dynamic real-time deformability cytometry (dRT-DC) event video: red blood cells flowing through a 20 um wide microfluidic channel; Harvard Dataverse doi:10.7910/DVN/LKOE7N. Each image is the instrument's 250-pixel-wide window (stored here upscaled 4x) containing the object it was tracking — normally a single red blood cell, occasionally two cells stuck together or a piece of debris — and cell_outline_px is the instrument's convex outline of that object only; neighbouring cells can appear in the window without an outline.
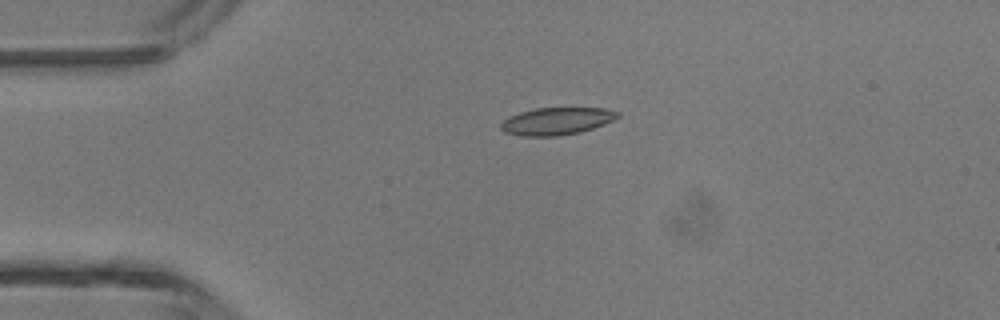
{"species": "common noctule bat (a hibernating species)", "species_latin": "Nyctalus noctula", "temperature_condition": "room temperature", "stored_images_in_passage": 4, "camera_frame_rate_fps": 3000, "um_per_image_px": 0.085, "animal": {"sex": "male", "body_mass_g": 13.3}, "frame": {"image": 1, "passage_image": 1, "time_ms": 0.0, "image_size_px": [1000, 320], "cell_outline_px": [[620, 116], [604, 124], [580, 132], [556, 136], [520, 136], [504, 132], [500, 128], [500, 124], [504, 120], [520, 112], [536, 108], [604, 108], [620, 112]], "centroid_in_image_um": [47.31, 10.3], "position_along_channel_um": 37.7, "area_um2": 18.5}}
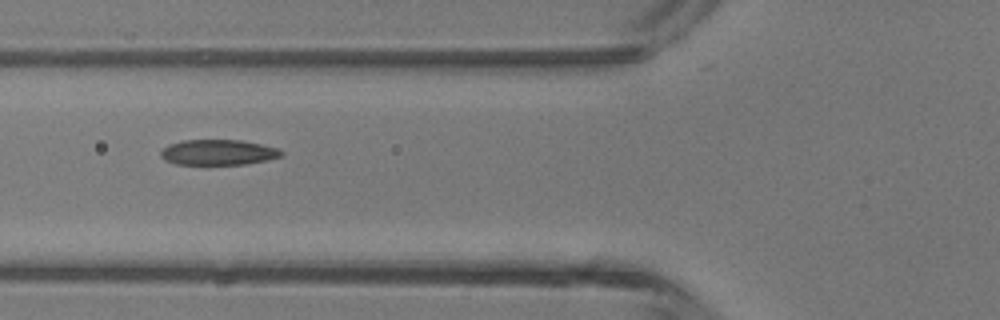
{"frame": {"image": 2, "passage_image": 3, "time_ms": 0.667, "image_size_px": [1000, 320], "cell_outline_px": [[284, 156], [268, 160], [244, 164], [176, 164], [164, 160], [160, 156], [160, 152], [168, 144], [184, 140], [240, 140], [260, 144], [276, 148], [284, 152]], "centroid_in_image_um": [18.54, 12.95], "position_along_channel_um": 107.3, "area_um2": 17.86}}
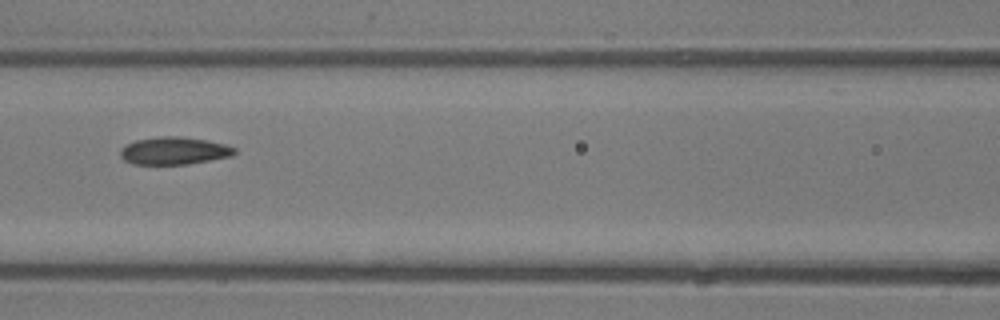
{"frame": {"image": 3, "passage_image": 4, "time_ms": 1.0, "image_size_px": [1000, 320], "cell_outline_px": [[236, 152], [232, 156], [188, 164], [132, 164], [124, 160], [120, 156], [120, 148], [136, 140], [160, 136], [180, 136], [208, 140], [228, 144], [236, 148]], "centroid_in_image_um": [14.82, 12.81], "position_along_channel_um": 151.8, "area_um2": 18.5}}